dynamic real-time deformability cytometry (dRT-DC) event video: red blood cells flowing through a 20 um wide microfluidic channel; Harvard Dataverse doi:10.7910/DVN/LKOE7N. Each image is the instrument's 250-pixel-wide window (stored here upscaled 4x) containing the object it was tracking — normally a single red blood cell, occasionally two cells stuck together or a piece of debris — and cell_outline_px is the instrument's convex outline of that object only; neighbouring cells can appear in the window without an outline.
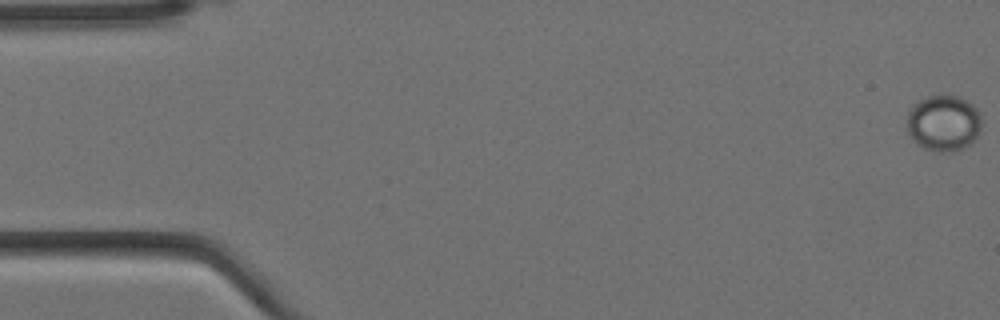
{"species": "Egyptian fruit bat (a non-hibernating species)", "species_latin": "Rousettus aegyptiacus", "temperature_condition": "cold", "stored_images_in_passage": 6, "camera_frame_rate_fps": 3000, "um_per_image_px": 0.085, "animal": {"sex": "female"}, "frame": {"image": 1, "passage_image": 1, "time_ms": 0.0, "image_size_px": [1000, 320], "cell_outline_px": [[980, 132], [968, 144], [960, 148], [948, 152], [940, 152], [924, 148], [916, 144], [912, 140], [908, 132], [908, 112], [912, 104], [916, 100], [928, 96], [960, 96], [968, 100], [980, 112]], "centroid_in_image_um": [80.18, 10.44], "position_along_channel_um": 4.8, "area_um2": 24.39}}
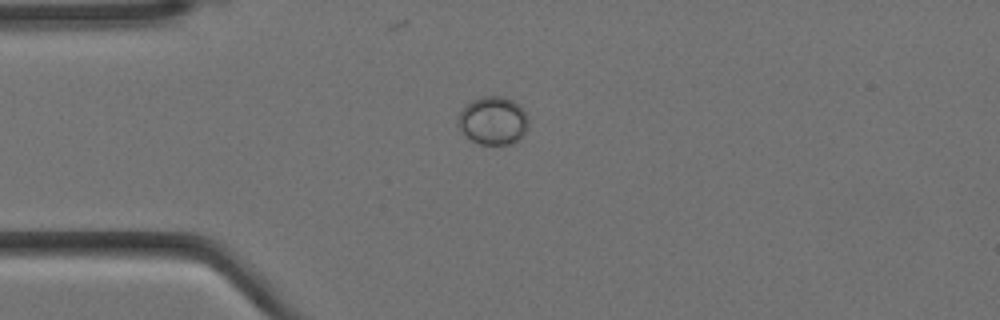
{"frame": {"image": 2, "passage_image": 5, "time_ms": 1.333, "image_size_px": [1000, 320], "cell_outline_px": [[528, 128], [520, 140], [512, 144], [480, 144], [472, 140], [460, 128], [456, 120], [460, 112], [472, 100], [480, 96], [504, 96], [520, 104], [528, 116]], "centroid_in_image_um": [41.96, 10.24], "position_along_channel_um": 43.0, "area_um2": 19.88}}